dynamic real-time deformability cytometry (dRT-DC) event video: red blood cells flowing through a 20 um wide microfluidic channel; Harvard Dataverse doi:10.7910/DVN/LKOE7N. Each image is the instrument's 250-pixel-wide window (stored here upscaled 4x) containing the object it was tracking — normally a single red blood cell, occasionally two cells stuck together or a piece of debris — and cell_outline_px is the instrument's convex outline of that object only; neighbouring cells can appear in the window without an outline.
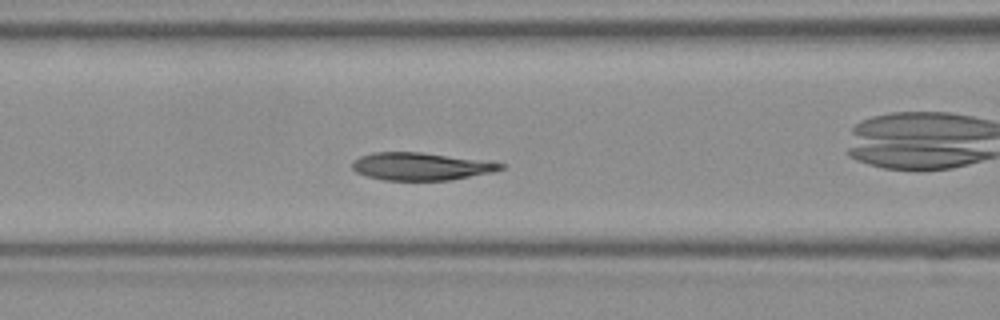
{"species": "Egyptian fruit bat (a non-hibernating species)", "species_latin": "Rousettus aegyptiacus", "temperature_condition": "room temperature", "stored_images_in_passage": 36, "camera_frame_rate_fps": 3000, "um_per_image_px": 0.085, "frame": {"image": 1, "passage_image": 4, "time_ms": 1.0, "image_size_px": [1000, 320], "cell_outline_px": [[504, 168], [492, 172], [448, 180], [384, 180], [368, 176], [356, 172], [352, 168], [352, 160], [360, 156], [372, 152], [420, 152], [492, 160], [504, 164]], "centroid_in_image_um": [35.8, 14.12], "position_along_channel_um": 130.8, "area_um2": 24.1}}
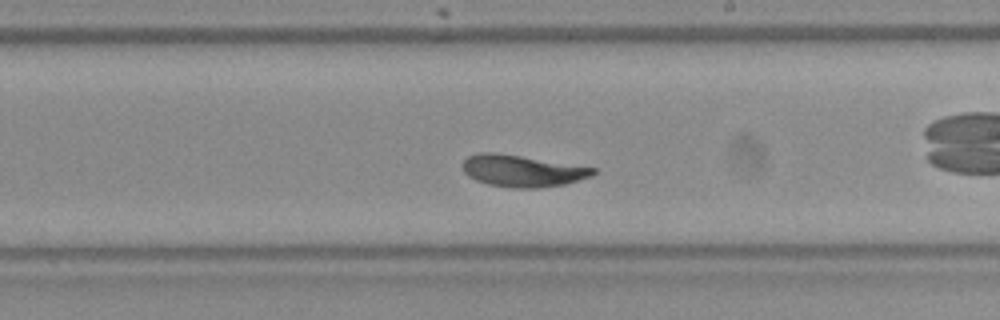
{"frame": {"image": 2, "passage_image": 13, "time_ms": 4.0, "image_size_px": [1000, 320], "cell_outline_px": [[596, 172], [592, 176], [564, 184], [540, 188], [512, 188], [488, 184], [476, 180], [468, 176], [464, 172], [464, 160], [468, 156], [480, 152], [496, 152], [596, 168]], "centroid_in_image_um": [44.39, 14.52], "position_along_channel_um": 244.6, "area_um2": 23.99}}
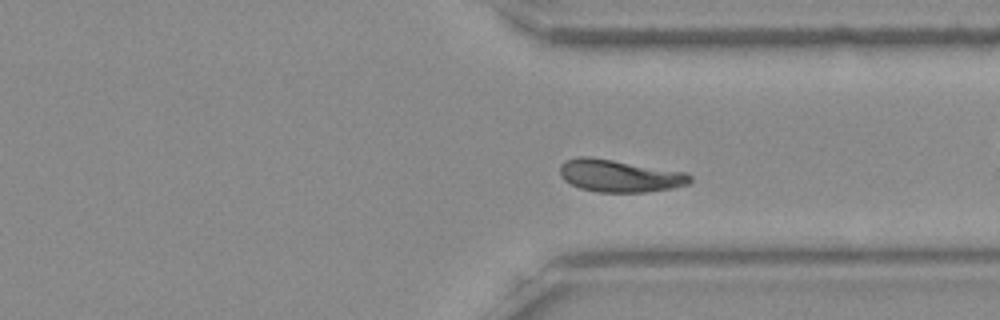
{"frame": {"image": 3, "passage_image": 22, "time_ms": 7.0, "image_size_px": [1000, 320], "cell_outline_px": [[692, 180], [688, 184], [672, 188], [648, 192], [600, 192], [580, 188], [564, 180], [560, 176], [560, 164], [564, 160], [576, 156], [592, 156], [688, 172], [692, 176]], "centroid_in_image_um": [52.67, 14.92], "position_along_channel_um": 358.7, "area_um2": 24.97}, "authors_computed_cell_mechanics": {"area_um2": 23.987, "velocity_mm_per_s": 3.7942, "shape_relaxation_time_tau1_ms": 2.6284, "shape_relaxation_time_tau2_ms": 0.957, "deformation_change_tau1": 0.0905, "deformation_change_tau2": 0.0325}}